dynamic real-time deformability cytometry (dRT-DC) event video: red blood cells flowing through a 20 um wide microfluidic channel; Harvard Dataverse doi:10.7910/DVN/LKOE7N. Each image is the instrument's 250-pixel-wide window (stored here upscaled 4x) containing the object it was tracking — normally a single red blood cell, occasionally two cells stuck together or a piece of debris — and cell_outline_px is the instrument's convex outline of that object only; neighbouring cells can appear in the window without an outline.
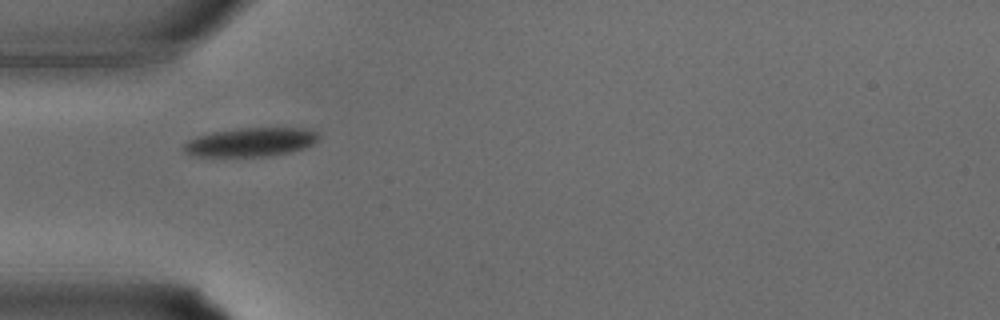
{"species": "common noctule bat (a hibernating species)", "species_latin": "Nyctalus noctula", "temperature_condition": "warm", "stored_images_in_passage": 25, "camera_frame_rate_fps": 3000, "um_per_image_px": 0.085, "animal": {"sex": "male", "body_mass_g": 15.6}, "frame": {"image": 1, "passage_image": 1, "time_ms": 0.0, "image_size_px": [1000, 320], "cell_outline_px": [[320, 136], [312, 144], [304, 148], [288, 152], [264, 156], [196, 156], [184, 152], [184, 144], [188, 140], [196, 136], [212, 132], [236, 128], [308, 128], [316, 132]], "centroid_in_image_um": [21.29, 12.06], "position_along_channel_um": 63.7, "area_um2": 22.48}}
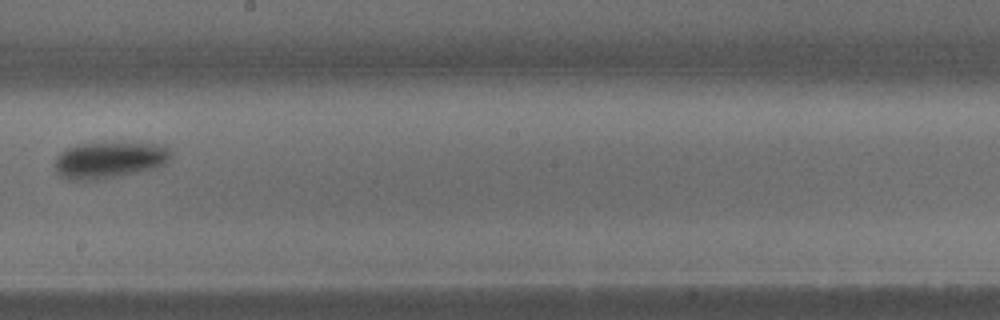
{"frame": {"image": 2, "passage_image": 10, "time_ms": 3.0, "image_size_px": [1000, 320], "cell_outline_px": [[172, 160], [156, 168], [96, 180], [68, 180], [60, 176], [56, 172], [56, 156], [60, 152], [76, 144], [164, 144], [172, 152]], "centroid_in_image_um": [9.31, 13.61], "position_along_channel_um": 238.9, "area_um2": 24.45}}
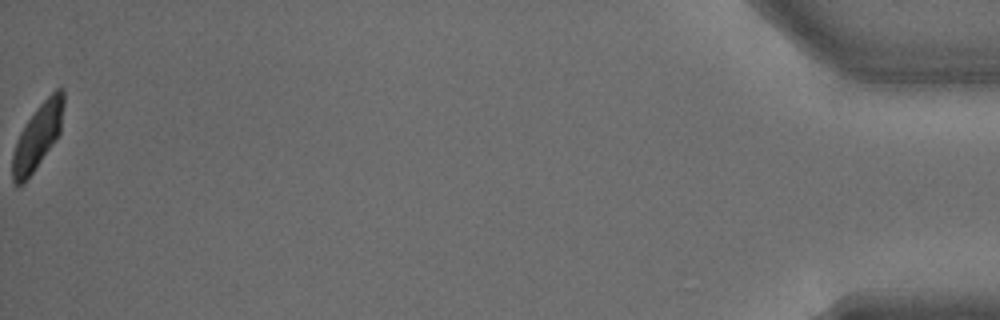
{"frame": {"image": 3, "passage_image": 25, "time_ms": 8.0, "image_size_px": [1000, 320], "cell_outline_px": [[64, 104], [60, 132], [56, 140], [24, 184], [16, 184], [12, 180], [12, 156], [16, 140], [24, 124], [36, 108], [56, 88], [60, 88], [64, 92]], "centroid_in_image_um": [3.19, 11.59], "position_along_channel_um": 432.0, "area_um2": 19.42}}